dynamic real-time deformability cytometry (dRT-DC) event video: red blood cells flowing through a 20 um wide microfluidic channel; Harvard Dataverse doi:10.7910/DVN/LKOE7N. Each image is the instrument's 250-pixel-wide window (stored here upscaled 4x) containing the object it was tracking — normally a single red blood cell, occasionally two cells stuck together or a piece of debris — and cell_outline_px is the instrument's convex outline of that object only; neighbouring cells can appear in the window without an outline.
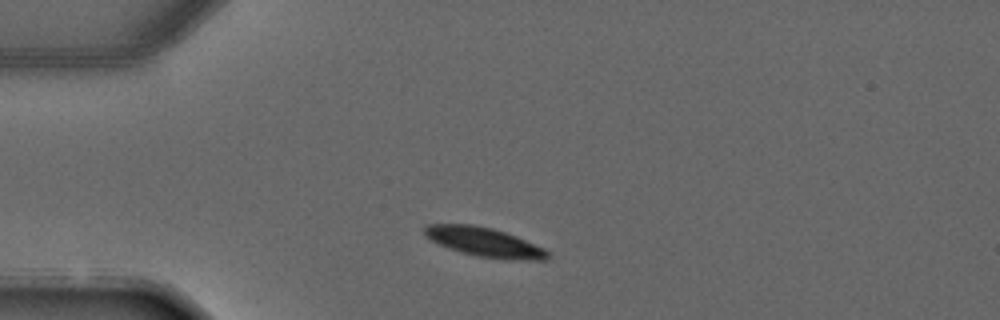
{"species": "common noctule bat (a hibernating species)", "species_latin": "Nyctalus noctula", "temperature_condition": "warm", "stored_images_in_passage": 2, "camera_frame_rate_fps": 3000, "um_per_image_px": 0.085, "animal": {"sex": "male", "forearm_length_mm": 52.5}, "frame": {"image": 1, "passage_image": 1, "time_ms": 0.0, "image_size_px": [1000, 320], "cell_outline_px": [[552, 256], [548, 260], [504, 260], [476, 256], [460, 252], [448, 248], [428, 240], [424, 236], [424, 228], [428, 224], [472, 224], [492, 228], [516, 236], [544, 248]], "centroid_in_image_um": [41.17, 20.59], "position_along_channel_um": 43.8, "area_um2": 21.33}}